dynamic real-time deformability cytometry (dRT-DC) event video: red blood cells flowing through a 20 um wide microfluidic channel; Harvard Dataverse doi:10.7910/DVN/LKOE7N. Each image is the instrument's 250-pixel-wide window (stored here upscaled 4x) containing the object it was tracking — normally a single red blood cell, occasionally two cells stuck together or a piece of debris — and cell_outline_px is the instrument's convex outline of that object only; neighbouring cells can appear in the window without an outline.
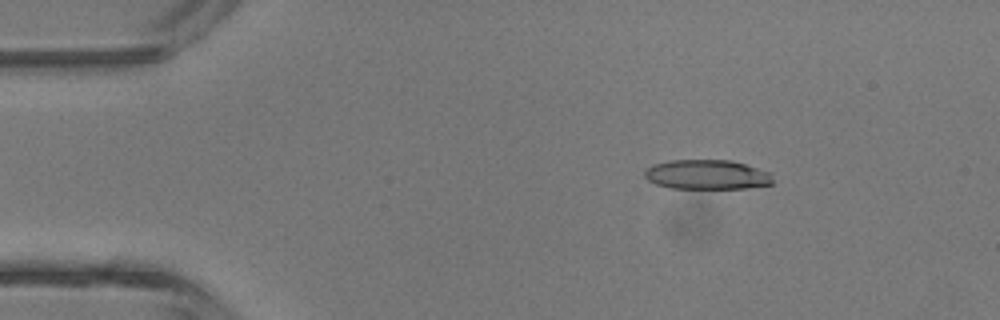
{"species": "common noctule bat (a hibernating species)", "species_latin": "Nyctalus noctula", "temperature_condition": "room temperature", "stored_images_in_passage": 5, "camera_frame_rate_fps": 3000, "um_per_image_px": 0.085, "animal": {"sex": "male", "body_mass_g": 13.3}, "frame": {"image": 1, "passage_image": 2, "time_ms": 1.333, "image_size_px": [1000, 320], "cell_outline_px": [[772, 184], [744, 188], [672, 188], [656, 184], [648, 180], [644, 176], [644, 172], [652, 164], [672, 160], [732, 160], [772, 172]], "centroid_in_image_um": [60.11, 14.83], "position_along_channel_um": 24.9, "area_um2": 22.14}}
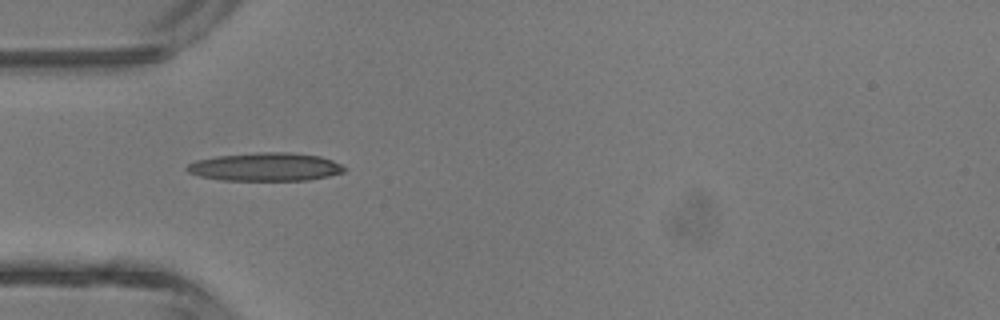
{"frame": {"image": 2, "passage_image": 4, "time_ms": 3.667, "image_size_px": [1000, 320], "cell_outline_px": [[348, 168], [344, 172], [328, 176], [308, 180], [220, 180], [200, 176], [188, 172], [184, 168], [188, 164], [196, 160], [216, 156], [260, 152], [288, 152], [320, 156], [332, 160]], "centroid_in_image_um": [22.56, 14.18], "position_along_channel_um": 62.4, "area_um2": 25.95}}
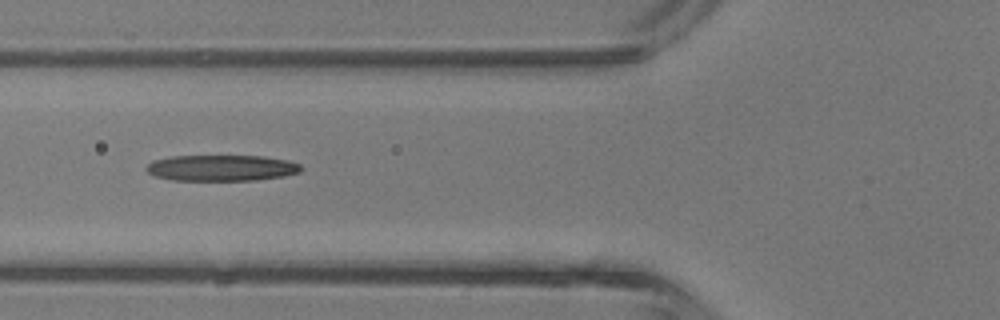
{"frame": {"image": 3, "passage_image": 5, "time_ms": 4.667, "image_size_px": [1000, 320], "cell_outline_px": [[304, 168], [300, 172], [284, 176], [256, 180], [172, 180], [156, 176], [148, 172], [144, 168], [152, 160], [172, 156], [264, 156], [288, 160], [300, 164]], "centroid_in_image_um": [18.85, 14.27], "position_along_channel_um": 107.0, "area_um2": 23.58}}